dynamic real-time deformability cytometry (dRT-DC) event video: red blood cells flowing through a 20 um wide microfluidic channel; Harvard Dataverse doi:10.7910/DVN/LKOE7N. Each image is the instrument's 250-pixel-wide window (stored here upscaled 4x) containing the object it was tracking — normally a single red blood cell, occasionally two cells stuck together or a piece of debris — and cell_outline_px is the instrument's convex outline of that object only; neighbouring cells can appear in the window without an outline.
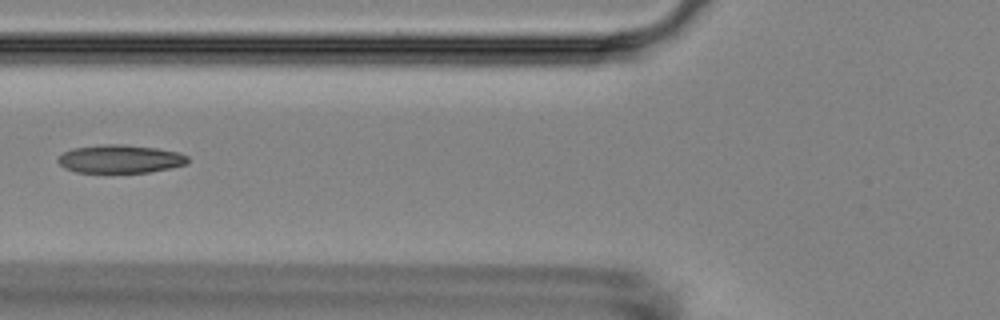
{"species": "Egyptian fruit bat (a non-hibernating species)", "species_latin": "Rousettus aegyptiacus", "temperature_condition": "room temperature", "stored_images_in_passage": 8, "camera_frame_rate_fps": 3000, "um_per_image_px": 0.085, "animal": {"sex": "female"}, "frame": {"image": 1, "passage_image": 6, "time_ms": 5.667, "image_size_px": [1000, 320], "cell_outline_px": [[188, 164], [148, 172], [76, 172], [64, 168], [56, 160], [64, 152], [72, 148], [104, 144], [124, 144], [156, 148], [176, 152], [188, 156]], "centroid_in_image_um": [10.19, 13.5], "position_along_channel_um": 115.6, "area_um2": 21.21}}
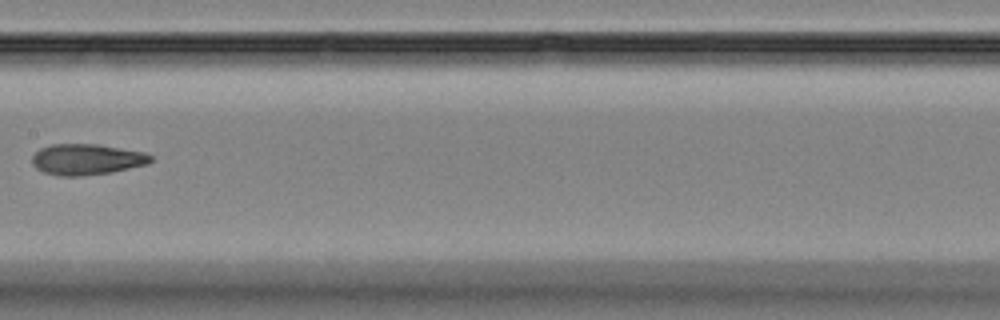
{"frame": {"image": 2, "passage_image": 8, "time_ms": 8.0, "image_size_px": [1000, 320], "cell_outline_px": [[152, 160], [148, 164], [112, 172], [80, 176], [60, 176], [44, 172], [36, 168], [32, 164], [32, 156], [40, 148], [52, 144], [100, 144], [144, 152], [152, 156]], "centroid_in_image_um": [7.37, 13.54], "position_along_channel_um": 200.0, "area_um2": 21.44}}